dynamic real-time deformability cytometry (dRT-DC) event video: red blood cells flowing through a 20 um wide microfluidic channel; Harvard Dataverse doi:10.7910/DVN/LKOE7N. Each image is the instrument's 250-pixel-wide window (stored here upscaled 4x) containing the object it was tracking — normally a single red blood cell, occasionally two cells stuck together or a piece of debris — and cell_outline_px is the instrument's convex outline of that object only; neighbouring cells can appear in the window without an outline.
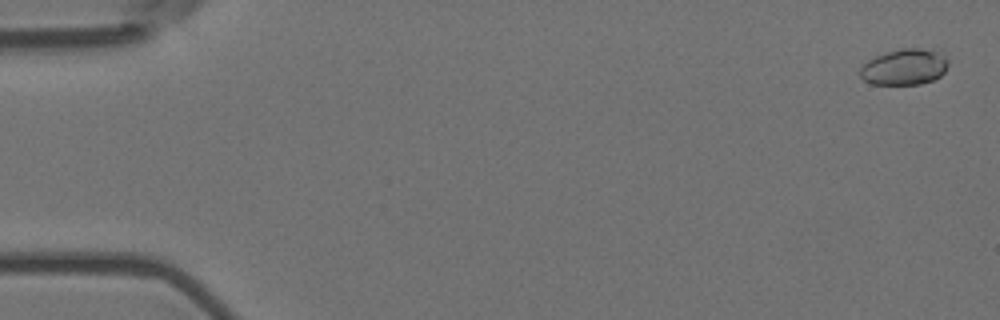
{"species": "Egyptian fruit bat (a non-hibernating species)", "species_latin": "Rousettus aegyptiacus", "temperature_condition": "room temperature", "stored_images_in_passage": 5, "camera_frame_rate_fps": 3000, "um_per_image_px": 0.085, "animal": {"sex": "female"}, "frame": {"image": 1, "passage_image": 1, "time_ms": 0.0, "image_size_px": [1000, 320], "cell_outline_px": [[948, 68], [940, 76], [932, 80], [920, 84], [872, 84], [864, 80], [860, 76], [860, 68], [868, 60], [876, 56], [888, 52], [904, 48], [920, 48], [936, 52], [944, 56], [948, 60]], "centroid_in_image_um": [76.87, 5.7], "position_along_channel_um": 8.1, "area_um2": 18.26}}
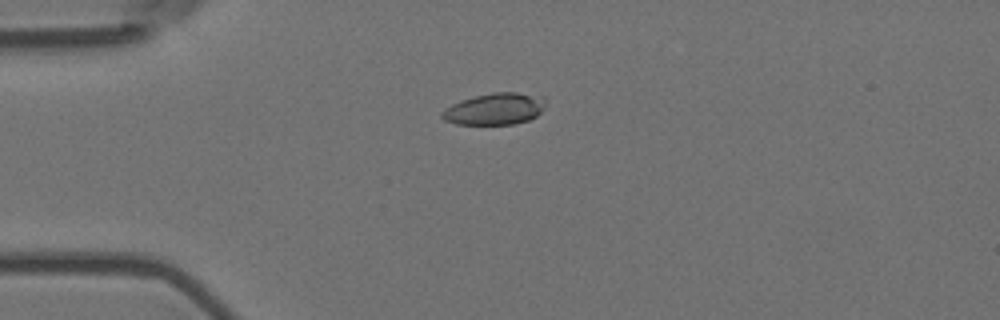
{"frame": {"image": 2, "passage_image": 4, "time_ms": 1.0, "image_size_px": [1000, 320], "cell_outline_px": [[544, 104], [540, 112], [536, 116], [528, 120], [512, 124], [456, 124], [444, 120], [440, 116], [440, 112], [452, 104], [460, 100], [492, 92], [516, 92], [544, 96]], "centroid_in_image_um": [42.03, 9.25], "position_along_channel_um": 43.0, "area_um2": 19.07}}